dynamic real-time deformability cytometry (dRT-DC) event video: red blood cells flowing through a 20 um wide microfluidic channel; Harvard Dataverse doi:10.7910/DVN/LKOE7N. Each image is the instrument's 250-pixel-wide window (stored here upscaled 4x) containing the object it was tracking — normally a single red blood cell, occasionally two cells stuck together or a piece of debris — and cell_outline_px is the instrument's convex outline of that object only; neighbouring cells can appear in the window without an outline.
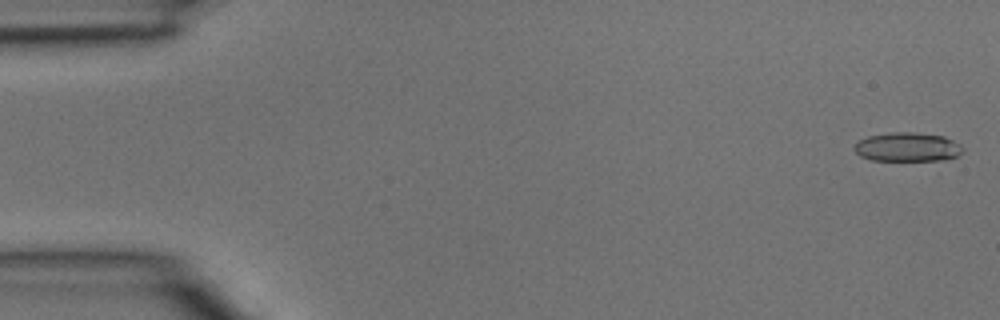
{"species": "common noctule bat (a hibernating species)", "species_latin": "Nyctalus noctula", "temperature_condition": "room temperature", "stored_images_in_passage": 4, "segment_of_instrument_passage": [1, 2], "camera_frame_rate_fps": 3000, "um_per_image_px": 0.085, "animal": {"sex": "male", "body_mass_g": 15.6}, "frame": {"image": 1, "passage_image": 1, "time_ms": 0.0, "image_size_px": [1000, 320], "cell_outline_px": [[964, 148], [956, 156], [940, 160], [872, 160], [860, 156], [852, 148], [860, 140], [868, 136], [892, 132], [916, 132], [944, 136], [960, 144]], "centroid_in_image_um": [77.11, 12.49], "position_along_channel_um": 7.9, "area_um2": 18.21}}